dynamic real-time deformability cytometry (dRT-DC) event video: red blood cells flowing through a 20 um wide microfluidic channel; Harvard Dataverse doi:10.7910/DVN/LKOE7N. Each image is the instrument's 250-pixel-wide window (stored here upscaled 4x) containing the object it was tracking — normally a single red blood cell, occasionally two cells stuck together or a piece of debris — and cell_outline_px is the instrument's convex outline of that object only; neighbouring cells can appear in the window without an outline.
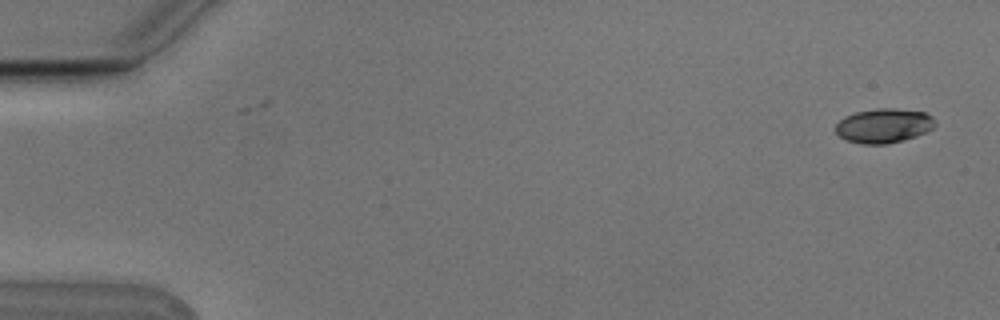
{"species": "Egyptian fruit bat (a non-hibernating species)", "species_latin": "Rousettus aegyptiacus", "temperature_condition": "cold", "stored_images_in_passage": 2, "camera_frame_rate_fps": 3000, "um_per_image_px": 0.085, "animal": {"sex": "male"}, "frame": {"image": 1, "passage_image": 2, "time_ms": 0.333, "image_size_px": [1000, 320], "cell_outline_px": [[936, 124], [932, 128], [916, 136], [904, 140], [888, 144], [860, 144], [844, 140], [836, 132], [836, 124], [844, 116], [856, 112], [876, 108], [896, 108], [924, 112], [932, 116], [936, 120]], "centroid_in_image_um": [75.11, 10.68], "position_along_channel_um": 9.9, "area_um2": 20.11}}